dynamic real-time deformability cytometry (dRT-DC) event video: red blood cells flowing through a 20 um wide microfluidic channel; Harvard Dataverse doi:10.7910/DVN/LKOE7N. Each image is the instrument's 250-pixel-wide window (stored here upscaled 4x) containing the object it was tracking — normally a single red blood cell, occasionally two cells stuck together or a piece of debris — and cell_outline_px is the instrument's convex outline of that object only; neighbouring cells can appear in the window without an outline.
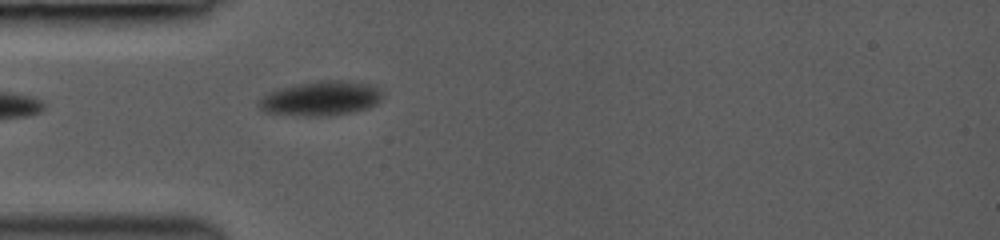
{"species": "common noctule bat (a hibernating species)", "species_latin": "Nyctalus noctula", "temperature_condition": "room temperature", "stored_images_in_passage": 1, "camera_frame_rate_fps": 3000, "um_per_image_px": 0.085, "animal": {"sex": "female", "body_mass_g": 19.0, "forearm_length_mm": 53.3}, "frame": {"image": 1, "passage_image": 1, "time_ms": 0.0, "image_size_px": [1000, 240], "cell_outline_px": [[384, 92], [380, 100], [376, 104], [368, 108], [352, 112], [332, 116], [304, 116], [264, 112], [256, 104], [268, 92], [280, 88], [296, 84], [324, 80], [344, 80], [376, 84]], "centroid_in_image_um": [27.33, 8.36], "position_along_channel_um": 57.7, "area_um2": 25.26}}